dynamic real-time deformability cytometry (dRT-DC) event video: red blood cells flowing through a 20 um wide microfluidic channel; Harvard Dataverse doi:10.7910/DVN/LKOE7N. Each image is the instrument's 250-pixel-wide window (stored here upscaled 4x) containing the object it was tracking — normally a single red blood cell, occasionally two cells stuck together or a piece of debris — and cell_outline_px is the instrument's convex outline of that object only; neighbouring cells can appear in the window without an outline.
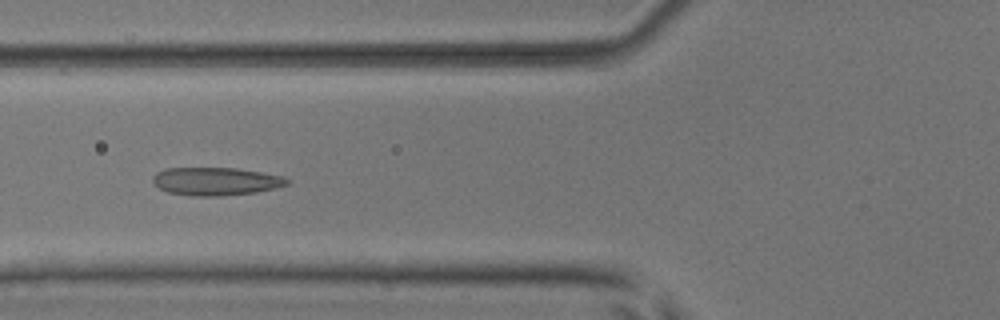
{"species": "common noctule bat (a hibernating species)", "species_latin": "Nyctalus noctula", "temperature_condition": "room temperature", "stored_images_in_passage": 39, "camera_frame_rate_fps": 3000, "um_per_image_px": 0.085, "animal": {"sex": "male", "body_mass_g": 17.9, "forearm_length_mm": 54.2}, "frame": {"image": 1, "passage_image": 7, "time_ms": 2.0, "image_size_px": [1000, 320], "cell_outline_px": [[288, 184], [276, 188], [256, 192], [220, 196], [192, 196], [168, 192], [152, 184], [152, 176], [156, 172], [164, 168], [236, 168], [284, 176], [288, 180]], "centroid_in_image_um": [18.3, 15.41], "position_along_channel_um": 107.5, "area_um2": 22.02}}
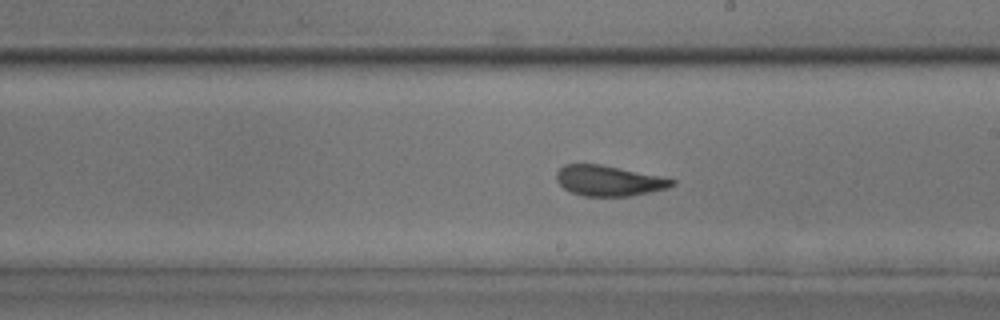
{"frame": {"image": 2, "passage_image": 17, "time_ms": 5.333, "image_size_px": [1000, 320], "cell_outline_px": [[676, 184], [668, 188], [628, 196], [584, 196], [572, 192], [564, 188], [556, 180], [556, 172], [564, 164], [600, 164], [676, 180]], "centroid_in_image_um": [51.71, 15.36], "position_along_channel_um": 237.3, "area_um2": 20.17}}
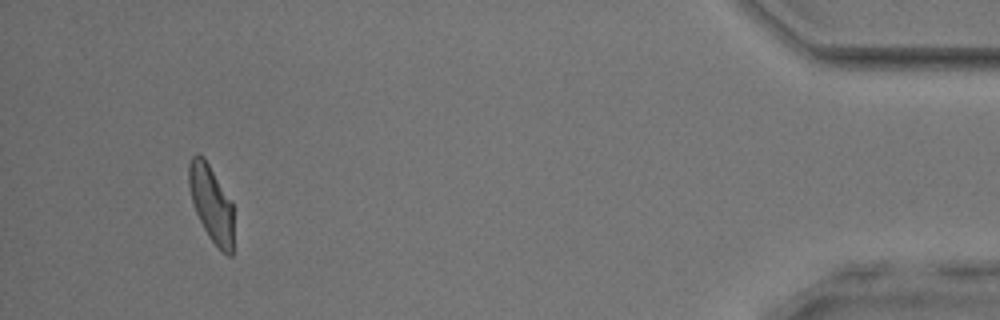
{"frame": {"image": 3, "passage_image": 36, "time_ms": 11.667, "image_size_px": [1000, 320], "cell_outline_px": [[232, 256], [228, 256], [208, 236], [196, 212], [192, 200], [188, 184], [188, 164], [192, 156], [196, 152], [204, 156], [232, 204]], "centroid_in_image_um": [17.92, 17.24], "position_along_channel_um": 417.3, "area_um2": 19.48}, "authors_computed_cell_mechanics": {"area_um2": 20.6346, "velocity_mm_per_s": 3.9174, "shape_relaxation_time_tau1_ms": 4.9121, "shape_relaxation_time_tau2_ms": 1.3493, "deformation_change_tau1": 0.1447, "deformation_change_tau2": 0.0797}}